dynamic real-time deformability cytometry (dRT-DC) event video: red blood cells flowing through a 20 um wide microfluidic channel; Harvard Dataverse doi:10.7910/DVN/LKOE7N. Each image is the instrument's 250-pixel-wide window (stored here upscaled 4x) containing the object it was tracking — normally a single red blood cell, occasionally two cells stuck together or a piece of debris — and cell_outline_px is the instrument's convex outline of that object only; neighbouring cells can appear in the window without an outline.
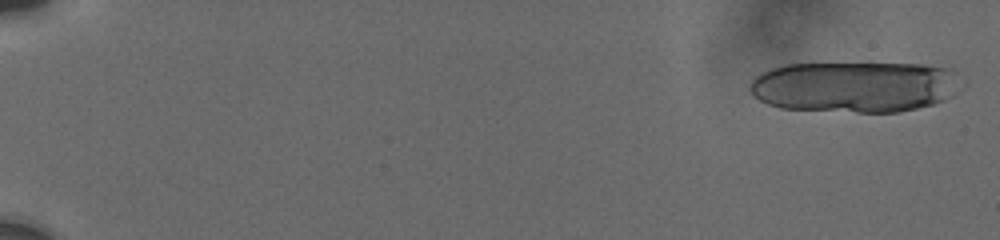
{"species": "human", "species_latin": "Homo sapiens", "temperature_condition": "cold", "stored_images_in_passage": 18, "camera_frame_rate_fps": 3000, "um_per_image_px": 0.085, "donor": {"sex": "male"}, "frame": {"image": 1, "passage_image": 1, "time_ms": 0.0, "image_size_px": [1000, 240], "cell_outline_px": [[956, 92], [952, 96], [944, 100], [932, 104], [900, 112], [856, 112], [780, 108], [768, 104], [760, 100], [752, 92], [752, 80], [756, 76], [772, 68], [784, 64], [868, 60], [924, 64], [952, 68], [956, 72]], "centroid_in_image_um": [72.68, 7.31], "position_along_channel_um": 12.3, "area_um2": 64.45}}